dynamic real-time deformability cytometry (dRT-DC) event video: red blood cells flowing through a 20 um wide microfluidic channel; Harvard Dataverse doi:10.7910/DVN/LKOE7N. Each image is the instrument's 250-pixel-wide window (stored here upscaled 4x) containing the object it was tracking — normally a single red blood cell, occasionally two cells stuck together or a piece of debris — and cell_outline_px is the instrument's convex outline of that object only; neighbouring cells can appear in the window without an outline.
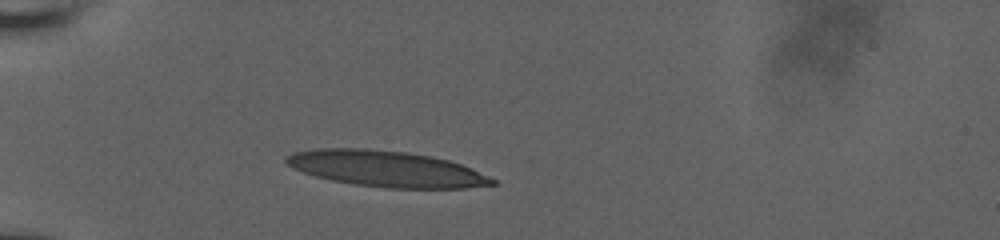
{"species": "human", "species_latin": "Homo sapiens", "temperature_condition": "room temperature", "stored_images_in_passage": 34, "camera_frame_rate_fps": 3000, "um_per_image_px": 0.085, "donor": {"sex": "male"}, "frame": {"image": 1, "passage_image": 1, "time_ms": 0.0, "image_size_px": [1000, 240], "cell_outline_px": [[496, 184], [464, 188], [388, 188], [356, 184], [332, 180], [316, 176], [292, 168], [284, 160], [292, 152], [316, 148], [368, 148], [408, 152], [432, 156], [448, 160], [472, 168], [496, 180]], "centroid_in_image_um": [32.83, 14.33], "position_along_channel_um": 52.2, "area_um2": 43.12}}
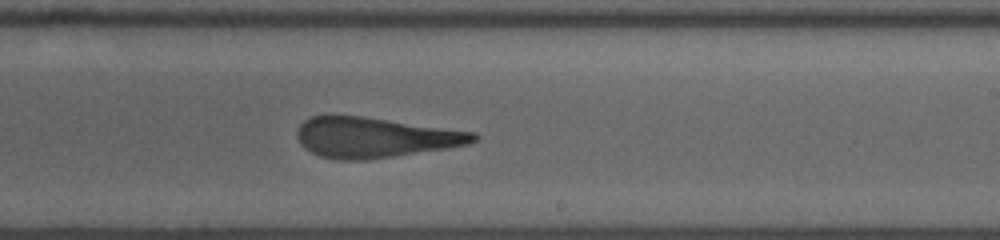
{"frame": {"image": 2, "passage_image": 19, "time_ms": 6.0, "image_size_px": [1000, 240], "cell_outline_px": [[480, 136], [476, 140], [468, 144], [448, 148], [364, 160], [336, 160], [320, 156], [312, 152], [296, 136], [296, 128], [304, 120], [312, 116], [364, 116], [476, 132]], "centroid_in_image_um": [31.88, 11.67], "position_along_channel_um": 257.1, "area_um2": 41.15}}
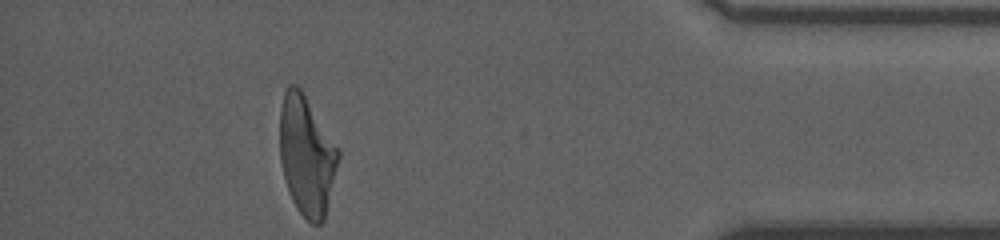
{"frame": {"image": 3, "passage_image": 34, "time_ms": 11.0, "image_size_px": [1000, 240], "cell_outline_px": [[340, 156], [324, 220], [320, 224], [312, 224], [296, 208], [288, 192], [280, 160], [280, 108], [284, 92], [288, 84], [296, 84], [300, 88], [340, 148]], "centroid_in_image_um": [26.07, 13.2], "position_along_channel_um": 409.1, "area_um2": 40.92}, "authors_computed_cell_mechanics": {"area_um2": 42.1073, "velocity_mm_per_s": 3.8354, "shape_relaxation_time_tau1_ms": null, "shape_relaxation_time_tau2_ms": 1.8034, "deformation_change_tau1": null, "deformation_change_tau2": 0.1399}}